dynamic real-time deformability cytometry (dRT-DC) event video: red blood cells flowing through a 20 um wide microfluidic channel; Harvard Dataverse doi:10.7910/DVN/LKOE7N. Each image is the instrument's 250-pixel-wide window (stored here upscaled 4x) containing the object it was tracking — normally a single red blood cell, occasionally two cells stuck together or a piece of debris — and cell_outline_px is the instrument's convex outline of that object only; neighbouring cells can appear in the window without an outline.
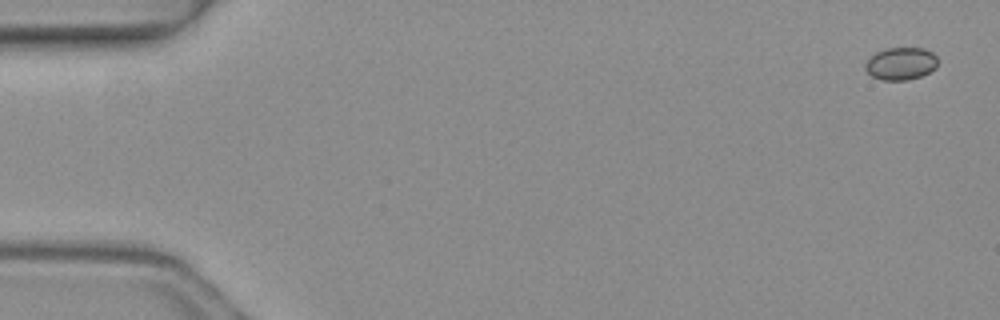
{"species": "common noctule bat (a hibernating species)", "species_latin": "Nyctalus noctula", "temperature_condition": "warm", "stored_images_in_passage": 4, "camera_frame_rate_fps": 3000, "um_per_image_px": 0.085, "animal": {"sex": "female", "body_mass_g": 19.3, "forearm_length_mm": 54.1}, "frame": {"image": 1, "passage_image": 1, "time_ms": 0.0, "image_size_px": [1000, 320], "cell_outline_px": [[936, 68], [920, 76], [908, 80], [884, 80], [872, 76], [864, 68], [864, 64], [876, 52], [884, 48], [924, 48], [932, 52], [936, 56]], "centroid_in_image_um": [76.56, 5.4], "position_along_channel_um": 8.4, "area_um2": 13.64}}
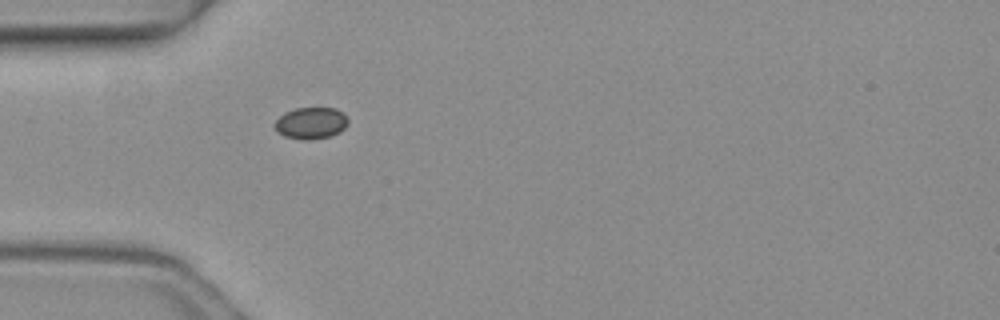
{"frame": {"image": 2, "passage_image": 4, "time_ms": 1.0, "image_size_px": [1000, 320], "cell_outline_px": [[348, 124], [340, 132], [328, 136], [308, 140], [304, 140], [284, 136], [276, 132], [272, 124], [284, 112], [296, 108], [336, 108], [344, 112], [348, 120]], "centroid_in_image_um": [26.41, 10.45], "position_along_channel_um": 58.6, "area_um2": 13.7}}